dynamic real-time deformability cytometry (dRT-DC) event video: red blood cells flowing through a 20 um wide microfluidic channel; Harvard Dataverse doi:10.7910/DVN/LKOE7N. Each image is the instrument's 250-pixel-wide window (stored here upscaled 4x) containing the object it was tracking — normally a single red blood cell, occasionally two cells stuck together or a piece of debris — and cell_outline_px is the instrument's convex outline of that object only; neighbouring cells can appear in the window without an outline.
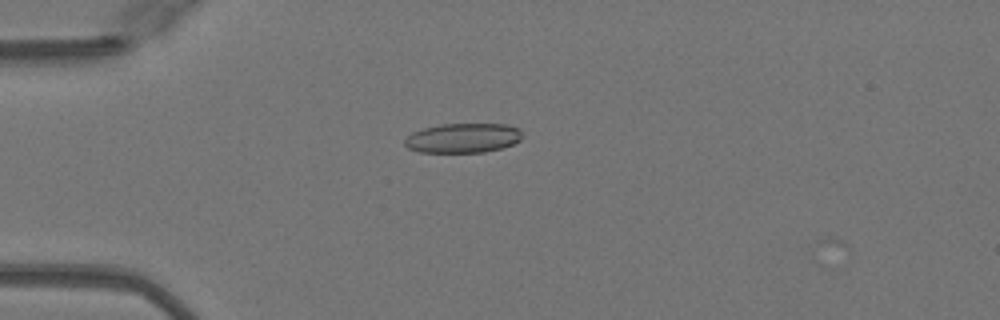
{"species": "Egyptian fruit bat (a non-hibernating species)", "species_latin": "Rousettus aegyptiacus", "temperature_condition": "warm", "stored_images_in_passage": 4, "camera_frame_rate_fps": 3000, "um_per_image_px": 0.085, "animal": {"sex": "female"}, "frame": {"image": 1, "passage_image": 2, "time_ms": 0.333, "image_size_px": [1000, 320], "cell_outline_px": [[524, 136], [520, 140], [504, 148], [484, 152], [420, 152], [408, 148], [404, 144], [404, 140], [412, 132], [424, 128], [440, 124], [504, 124], [520, 128]], "centroid_in_image_um": [39.38, 11.73], "position_along_channel_um": 45.6, "area_um2": 20.4}}